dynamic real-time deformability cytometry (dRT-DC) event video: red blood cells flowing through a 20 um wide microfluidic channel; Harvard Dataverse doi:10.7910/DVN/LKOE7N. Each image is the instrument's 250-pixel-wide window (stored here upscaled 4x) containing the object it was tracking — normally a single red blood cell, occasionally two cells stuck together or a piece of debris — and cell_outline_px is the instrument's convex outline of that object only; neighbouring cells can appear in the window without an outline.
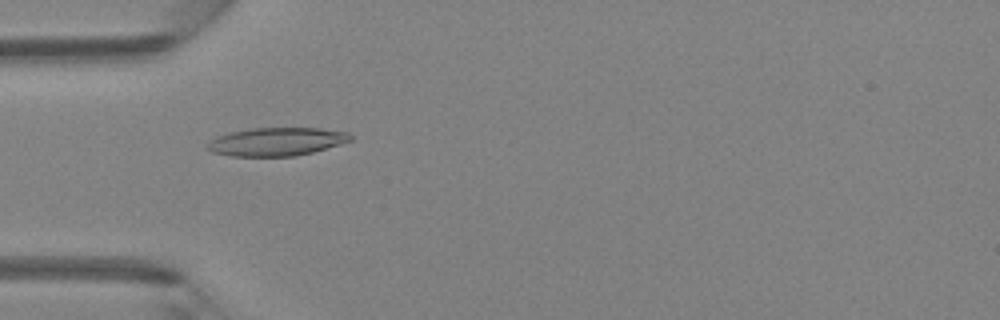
{"species": "Egyptian fruit bat (a non-hibernating species)", "species_latin": "Rousettus aegyptiacus", "temperature_condition": "room temperature", "stored_images_in_passage": 47, "camera_frame_rate_fps": 3000, "um_per_image_px": 0.085, "animal": {"sex": "female"}, "frame": {"image": 1, "passage_image": 15, "time_ms": 4.667, "image_size_px": [1000, 320], "cell_outline_px": [[352, 140], [340, 144], [312, 152], [296, 156], [232, 156], [212, 152], [208, 148], [208, 144], [216, 136], [232, 132], [252, 128], [320, 128], [348, 132], [352, 136]], "centroid_in_image_um": [23.54, 12.04], "position_along_channel_um": 61.5, "area_um2": 23.35}}
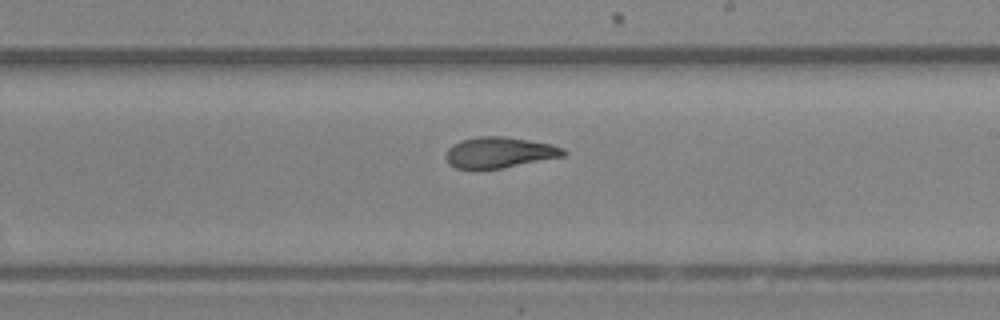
{"frame": {"image": 2, "passage_image": 28, "time_ms": 9.0, "image_size_px": [1000, 320], "cell_outline_px": [[568, 152], [564, 156], [500, 168], [456, 168], [448, 164], [444, 156], [448, 148], [452, 144], [460, 140], [476, 136], [504, 136], [552, 144], [564, 148]], "centroid_in_image_um": [42.42, 12.94], "position_along_channel_um": 246.6, "area_um2": 21.15}}
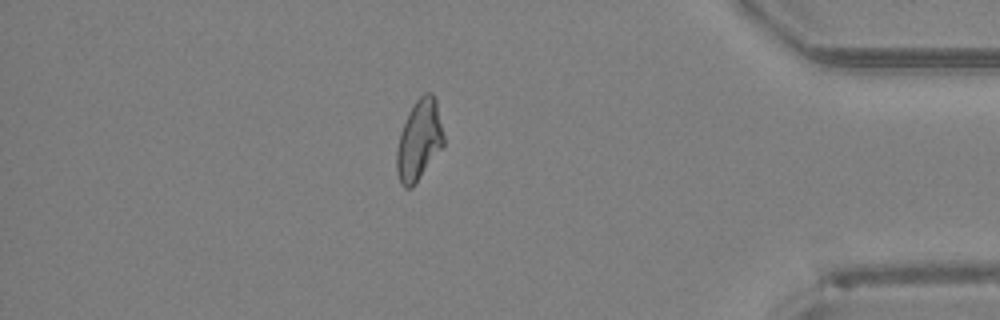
{"frame": {"image": 3, "passage_image": 41, "time_ms": 13.333, "image_size_px": [1000, 320], "cell_outline_px": [[444, 144], [412, 188], [404, 188], [400, 184], [396, 172], [396, 152], [400, 132], [408, 112], [416, 100], [424, 92], [432, 92], [436, 100], [444, 136]], "centroid_in_image_um": [35.6, 11.91], "position_along_channel_um": 399.6, "area_um2": 22.02}, "authors_computed_cell_mechanics": {"area_um2": 22.253, "velocity_mm_per_s": 4.3297, "shape_relaxation_time_tau1_ms": 7.2734, "shape_relaxation_time_tau2_ms": 1.965, "deformation_change_tau1": 0.2058, "deformation_change_tau2": 0.0874}}